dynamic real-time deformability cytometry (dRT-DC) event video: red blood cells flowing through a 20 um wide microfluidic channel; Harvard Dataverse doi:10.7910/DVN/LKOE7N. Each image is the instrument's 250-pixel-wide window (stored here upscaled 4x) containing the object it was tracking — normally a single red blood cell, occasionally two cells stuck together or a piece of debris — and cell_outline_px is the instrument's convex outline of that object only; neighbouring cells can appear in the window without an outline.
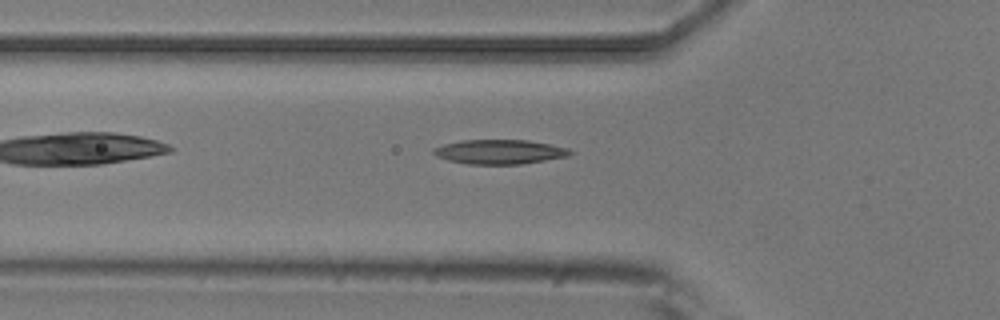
{"species": "common noctule bat (a hibernating species)", "species_latin": "Nyctalus noctula", "temperature_condition": "room temperature", "stored_images_in_passage": 4, "camera_frame_rate_fps": 3000, "um_per_image_px": 0.085, "animal": {"sex": "male", "body_mass_g": 20.5, "forearm_length_mm": 52.5}, "frame": {"image": 1, "passage_image": 4, "time_ms": 1.0, "image_size_px": [1000, 320], "cell_outline_px": [[576, 152], [568, 156], [520, 164], [468, 164], [448, 160], [436, 156], [432, 152], [432, 148], [444, 144], [460, 140], [528, 140], [568, 148]], "centroid_in_image_um": [42.45, 12.9], "position_along_channel_um": 83.4, "area_um2": 19.42}}